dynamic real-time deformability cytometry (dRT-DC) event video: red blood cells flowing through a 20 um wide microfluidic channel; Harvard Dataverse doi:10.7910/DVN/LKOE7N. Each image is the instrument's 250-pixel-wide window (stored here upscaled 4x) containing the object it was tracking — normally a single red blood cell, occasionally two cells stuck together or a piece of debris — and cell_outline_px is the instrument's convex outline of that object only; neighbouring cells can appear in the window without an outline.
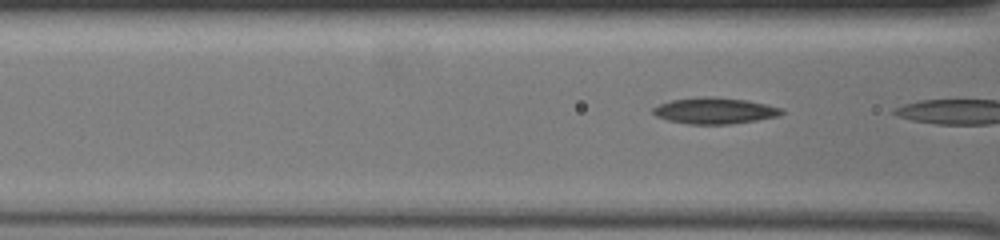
{"species": "common noctule bat (a hibernating species)", "species_latin": "Nyctalus noctula", "temperature_condition": "warm", "stored_images_in_passage": 4, "camera_frame_rate_fps": 3000, "um_per_image_px": 0.085, "animal": {"sex": "female", "body_mass_g": 19.5, "forearm_length_mm": 54.1}, "frame": {"image": 1, "passage_image": 3, "time_ms": 0.667, "image_size_px": [1000, 240], "cell_outline_px": [[784, 112], [776, 116], [756, 120], [728, 124], [688, 124], [668, 120], [656, 116], [652, 112], [652, 108], [660, 104], [672, 100], [704, 96], [716, 96], [744, 100], [764, 104], [780, 108]], "centroid_in_image_um": [60.69, 9.41], "position_along_channel_um": 105.9, "area_um2": 19.36}}